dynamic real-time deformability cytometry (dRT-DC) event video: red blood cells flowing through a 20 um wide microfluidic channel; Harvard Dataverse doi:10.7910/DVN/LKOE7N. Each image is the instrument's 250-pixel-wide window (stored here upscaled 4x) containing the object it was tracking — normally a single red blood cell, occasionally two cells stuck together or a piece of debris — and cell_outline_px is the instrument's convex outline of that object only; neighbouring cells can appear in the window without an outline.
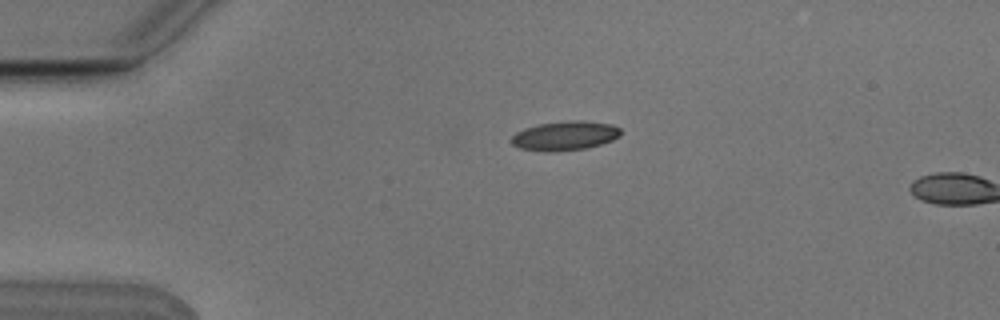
{"species": "Egyptian fruit bat (a non-hibernating species)", "species_latin": "Rousettus aegyptiacus", "temperature_condition": "cold", "stored_images_in_passage": 2, "camera_frame_rate_fps": 3000, "um_per_image_px": 0.085, "animal": {"sex": "male"}, "frame": {"image": 1, "passage_image": 1, "time_ms": 0.0, "image_size_px": [1000, 320], "cell_outline_px": [[620, 136], [612, 140], [600, 144], [584, 148], [552, 152], [548, 152], [520, 148], [512, 144], [508, 140], [516, 132], [524, 128], [540, 124], [572, 120], [584, 120], [612, 124], [620, 128]], "centroid_in_image_um": [48.0, 11.53], "position_along_channel_um": 37.0, "area_um2": 18.61}}